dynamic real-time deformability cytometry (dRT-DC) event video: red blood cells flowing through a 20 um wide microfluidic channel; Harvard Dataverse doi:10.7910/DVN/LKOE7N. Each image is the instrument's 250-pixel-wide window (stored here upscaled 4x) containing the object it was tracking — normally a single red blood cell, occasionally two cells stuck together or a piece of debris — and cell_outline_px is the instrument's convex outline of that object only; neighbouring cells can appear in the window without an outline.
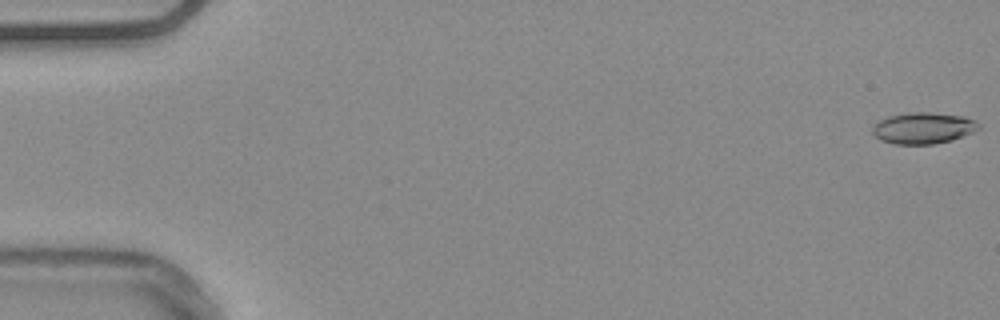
{"species": "common noctule bat (a hibernating species)", "species_latin": "Nyctalus noctula", "temperature_condition": "warm", "stored_images_in_passage": 55, "camera_frame_rate_fps": 3000, "um_per_image_px": 0.085, "animal": {"sex": "male", "body_mass_g": 20.4}, "frame": {"image": 1, "passage_image": 1, "time_ms": 0.0, "image_size_px": [1000, 320], "cell_outline_px": [[980, 128], [972, 132], [952, 140], [932, 144], [896, 144], [880, 140], [872, 132], [872, 128], [880, 120], [888, 116], [912, 112], [928, 112], [964, 116], [976, 120], [980, 124]], "centroid_in_image_um": [78.5, 10.88], "position_along_channel_um": 6.5, "area_um2": 19.31}}
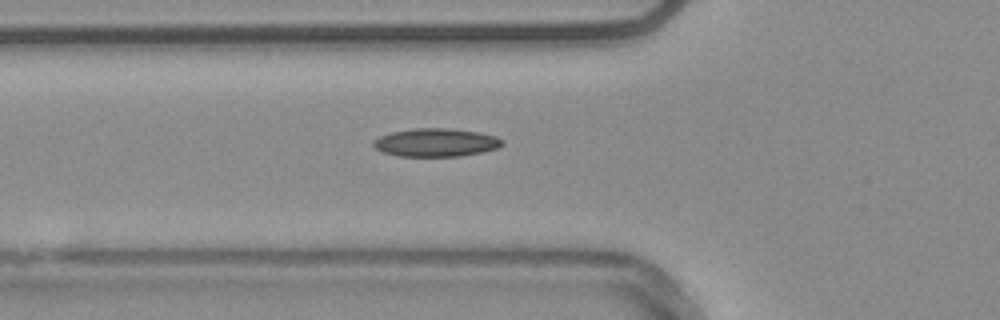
{"frame": {"image": 2, "passage_image": 20, "time_ms": 6.333, "image_size_px": [1000, 320], "cell_outline_px": [[504, 144], [496, 148], [480, 152], [460, 156], [400, 156], [384, 152], [376, 148], [372, 144], [372, 140], [380, 136], [392, 132], [412, 128], [448, 128], [476, 132], [496, 136]], "centroid_in_image_um": [37.01, 12.11], "position_along_channel_um": 88.8, "area_um2": 20.92}}
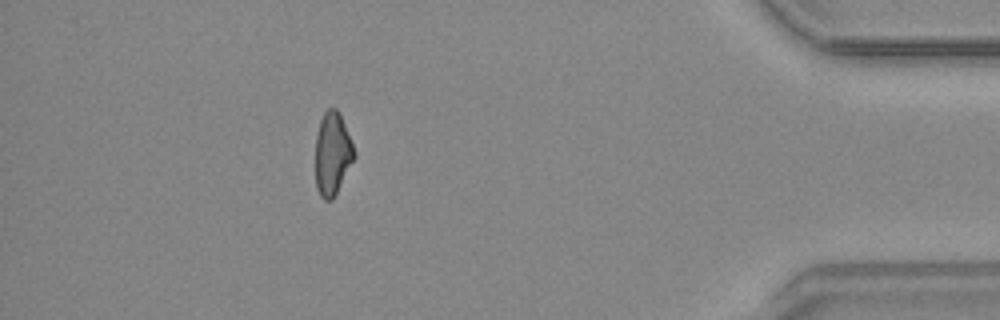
{"frame": {"image": 3, "passage_image": 49, "time_ms": 16.0, "image_size_px": [1000, 320], "cell_outline_px": [[356, 156], [332, 200], [324, 200], [320, 196], [316, 188], [316, 136], [320, 120], [324, 112], [328, 108], [336, 108], [340, 112], [352, 144]], "centroid_in_image_um": [28.25, 13.06], "position_along_channel_um": 407.0, "area_um2": 18.61}, "authors_computed_cell_mechanics": {"area_um2": 19.4786, "velocity_mm_per_s": 3.794, "shape_relaxation_time_tau1_ms": null, "shape_relaxation_time_tau2_ms": 5.2172, "deformation_change_tau1": null, "deformation_change_tau2": 0.1168}}